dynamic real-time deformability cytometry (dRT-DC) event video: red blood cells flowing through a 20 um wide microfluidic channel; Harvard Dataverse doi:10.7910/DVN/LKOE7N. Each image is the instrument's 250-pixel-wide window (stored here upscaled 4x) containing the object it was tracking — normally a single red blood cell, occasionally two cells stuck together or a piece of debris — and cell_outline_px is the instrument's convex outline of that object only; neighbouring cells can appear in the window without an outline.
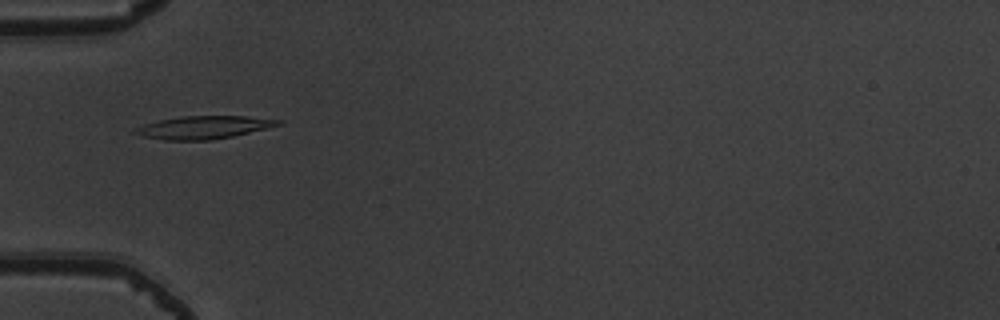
{"species": "common noctule bat (a hibernating species)", "species_latin": "Nyctalus noctula", "temperature_condition": "warm", "stored_images_in_passage": 40, "camera_frame_rate_fps": 3000, "um_per_image_px": 0.085, "animal": {"sex": "male", "body_mass_g": 19.5, "forearm_length_mm": 54.6}, "frame": {"image": 1, "passage_image": 5, "time_ms": 1.333, "image_size_px": [1000, 320], "cell_outline_px": [[284, 124], [268, 128], [232, 136], [212, 140], [164, 140], [144, 136], [132, 132], [132, 128], [144, 124], [160, 120], [180, 116], [244, 116], [284, 120]], "centroid_in_image_um": [17.33, 10.82], "position_along_channel_um": 67.7, "area_um2": 19.13}}
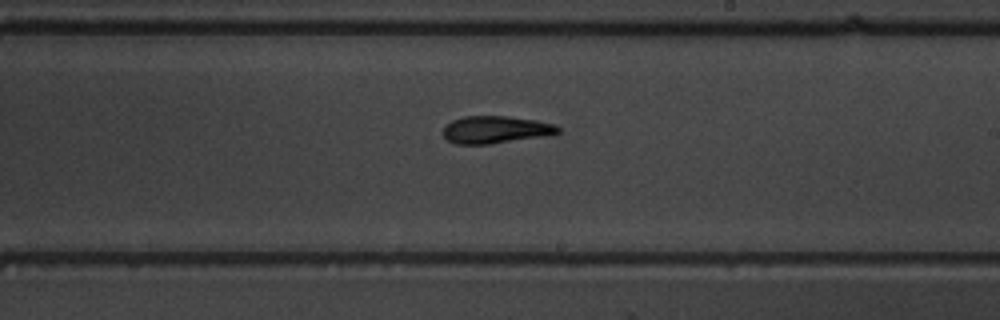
{"frame": {"image": 2, "passage_image": 19, "time_ms": 6.0, "image_size_px": [1000, 320], "cell_outline_px": [[560, 132], [540, 136], [488, 144], [456, 144], [448, 140], [444, 136], [444, 128], [452, 120], [464, 116], [508, 116], [536, 120], [556, 124], [560, 128]], "centroid_in_image_um": [42.11, 11.01], "position_along_channel_um": 246.9, "area_um2": 18.03}}
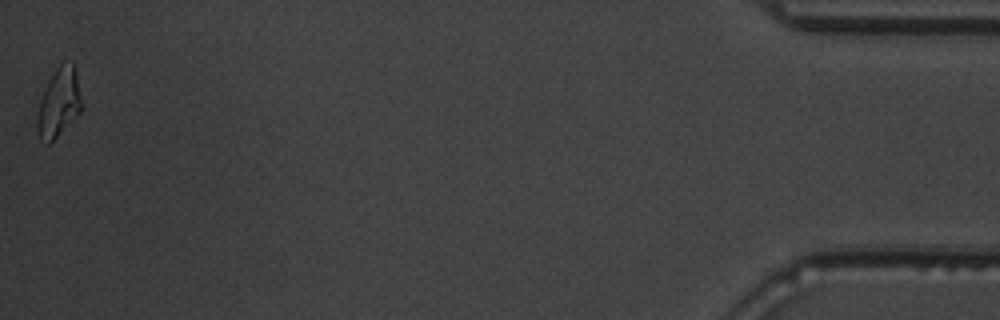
{"frame": {"image": 3, "passage_image": 40, "time_ms": 13.0, "image_size_px": [1000, 320], "cell_outline_px": [[84, 108], [48, 144], [44, 144], [40, 140], [36, 132], [36, 120], [40, 100], [44, 88], [52, 72], [60, 64], [72, 60], [76, 72], [84, 104]], "centroid_in_image_um": [5.0, 8.7], "position_along_channel_um": 430.2, "area_um2": 18.15}, "authors_computed_cell_mechanics": {"area_um2": 18.3515, "velocity_mm_per_s": 3.8743, "shape_relaxation_time_tau1_ms": 7.0874, "shape_relaxation_time_tau2_ms": 5.6955, "deformation_change_tau1": 0.1997, "deformation_change_tau2": 0.1433}}